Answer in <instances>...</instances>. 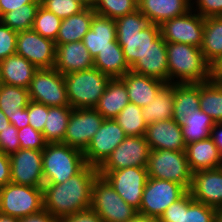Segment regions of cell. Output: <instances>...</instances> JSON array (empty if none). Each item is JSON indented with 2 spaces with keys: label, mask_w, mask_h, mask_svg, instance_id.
Wrapping results in <instances>:
<instances>
[{
  "label": "cell",
  "mask_w": 222,
  "mask_h": 222,
  "mask_svg": "<svg viewBox=\"0 0 222 222\" xmlns=\"http://www.w3.org/2000/svg\"><path fill=\"white\" fill-rule=\"evenodd\" d=\"M99 175L98 168L86 165L64 183L44 184L43 208L58 221L63 217L91 207L92 184Z\"/></svg>",
  "instance_id": "cell-1"
},
{
  "label": "cell",
  "mask_w": 222,
  "mask_h": 222,
  "mask_svg": "<svg viewBox=\"0 0 222 222\" xmlns=\"http://www.w3.org/2000/svg\"><path fill=\"white\" fill-rule=\"evenodd\" d=\"M115 23L116 41L122 47L125 61L131 68L161 35L160 26L149 23L139 9L115 19Z\"/></svg>",
  "instance_id": "cell-2"
},
{
  "label": "cell",
  "mask_w": 222,
  "mask_h": 222,
  "mask_svg": "<svg viewBox=\"0 0 222 222\" xmlns=\"http://www.w3.org/2000/svg\"><path fill=\"white\" fill-rule=\"evenodd\" d=\"M168 84L210 81V64L199 47L166 42Z\"/></svg>",
  "instance_id": "cell-3"
},
{
  "label": "cell",
  "mask_w": 222,
  "mask_h": 222,
  "mask_svg": "<svg viewBox=\"0 0 222 222\" xmlns=\"http://www.w3.org/2000/svg\"><path fill=\"white\" fill-rule=\"evenodd\" d=\"M83 151L64 143H47L42 150L44 184H60L86 166Z\"/></svg>",
  "instance_id": "cell-4"
},
{
  "label": "cell",
  "mask_w": 222,
  "mask_h": 222,
  "mask_svg": "<svg viewBox=\"0 0 222 222\" xmlns=\"http://www.w3.org/2000/svg\"><path fill=\"white\" fill-rule=\"evenodd\" d=\"M72 108H95L111 79L93 67L63 75Z\"/></svg>",
  "instance_id": "cell-5"
},
{
  "label": "cell",
  "mask_w": 222,
  "mask_h": 222,
  "mask_svg": "<svg viewBox=\"0 0 222 222\" xmlns=\"http://www.w3.org/2000/svg\"><path fill=\"white\" fill-rule=\"evenodd\" d=\"M103 222H128L138 211L128 205L111 184L98 175L92 184L91 207Z\"/></svg>",
  "instance_id": "cell-6"
},
{
  "label": "cell",
  "mask_w": 222,
  "mask_h": 222,
  "mask_svg": "<svg viewBox=\"0 0 222 222\" xmlns=\"http://www.w3.org/2000/svg\"><path fill=\"white\" fill-rule=\"evenodd\" d=\"M147 172L150 178L179 183L187 191L192 185L193 172L185 151L150 150Z\"/></svg>",
  "instance_id": "cell-7"
},
{
  "label": "cell",
  "mask_w": 222,
  "mask_h": 222,
  "mask_svg": "<svg viewBox=\"0 0 222 222\" xmlns=\"http://www.w3.org/2000/svg\"><path fill=\"white\" fill-rule=\"evenodd\" d=\"M42 187L8 183L0 188V213L16 218L39 213L43 210Z\"/></svg>",
  "instance_id": "cell-8"
},
{
  "label": "cell",
  "mask_w": 222,
  "mask_h": 222,
  "mask_svg": "<svg viewBox=\"0 0 222 222\" xmlns=\"http://www.w3.org/2000/svg\"><path fill=\"white\" fill-rule=\"evenodd\" d=\"M186 192L179 183L148 177L138 214L159 219L167 207Z\"/></svg>",
  "instance_id": "cell-9"
},
{
  "label": "cell",
  "mask_w": 222,
  "mask_h": 222,
  "mask_svg": "<svg viewBox=\"0 0 222 222\" xmlns=\"http://www.w3.org/2000/svg\"><path fill=\"white\" fill-rule=\"evenodd\" d=\"M30 100L48 107L70 106L63 74L55 68L38 69L28 87Z\"/></svg>",
  "instance_id": "cell-10"
},
{
  "label": "cell",
  "mask_w": 222,
  "mask_h": 222,
  "mask_svg": "<svg viewBox=\"0 0 222 222\" xmlns=\"http://www.w3.org/2000/svg\"><path fill=\"white\" fill-rule=\"evenodd\" d=\"M130 206L139 211L148 179L147 167H127L113 171H98Z\"/></svg>",
  "instance_id": "cell-11"
},
{
  "label": "cell",
  "mask_w": 222,
  "mask_h": 222,
  "mask_svg": "<svg viewBox=\"0 0 222 222\" xmlns=\"http://www.w3.org/2000/svg\"><path fill=\"white\" fill-rule=\"evenodd\" d=\"M149 153L150 148L145 136H127L98 167V171L147 167Z\"/></svg>",
  "instance_id": "cell-12"
},
{
  "label": "cell",
  "mask_w": 222,
  "mask_h": 222,
  "mask_svg": "<svg viewBox=\"0 0 222 222\" xmlns=\"http://www.w3.org/2000/svg\"><path fill=\"white\" fill-rule=\"evenodd\" d=\"M104 119L95 108H73L63 143L84 151Z\"/></svg>",
  "instance_id": "cell-13"
},
{
  "label": "cell",
  "mask_w": 222,
  "mask_h": 222,
  "mask_svg": "<svg viewBox=\"0 0 222 222\" xmlns=\"http://www.w3.org/2000/svg\"><path fill=\"white\" fill-rule=\"evenodd\" d=\"M205 18L194 10L186 14L174 17L160 25L161 35L165 42L184 43L201 47Z\"/></svg>",
  "instance_id": "cell-14"
},
{
  "label": "cell",
  "mask_w": 222,
  "mask_h": 222,
  "mask_svg": "<svg viewBox=\"0 0 222 222\" xmlns=\"http://www.w3.org/2000/svg\"><path fill=\"white\" fill-rule=\"evenodd\" d=\"M16 54L38 69H51L55 66L56 45L53 40L42 37L33 29L20 31L16 39Z\"/></svg>",
  "instance_id": "cell-15"
},
{
  "label": "cell",
  "mask_w": 222,
  "mask_h": 222,
  "mask_svg": "<svg viewBox=\"0 0 222 222\" xmlns=\"http://www.w3.org/2000/svg\"><path fill=\"white\" fill-rule=\"evenodd\" d=\"M126 137L115 119H104L83 151L86 164L98 168Z\"/></svg>",
  "instance_id": "cell-16"
},
{
  "label": "cell",
  "mask_w": 222,
  "mask_h": 222,
  "mask_svg": "<svg viewBox=\"0 0 222 222\" xmlns=\"http://www.w3.org/2000/svg\"><path fill=\"white\" fill-rule=\"evenodd\" d=\"M9 157L12 183L32 187L44 186L41 150L20 148Z\"/></svg>",
  "instance_id": "cell-17"
},
{
  "label": "cell",
  "mask_w": 222,
  "mask_h": 222,
  "mask_svg": "<svg viewBox=\"0 0 222 222\" xmlns=\"http://www.w3.org/2000/svg\"><path fill=\"white\" fill-rule=\"evenodd\" d=\"M189 192L195 201L222 207V167L194 172Z\"/></svg>",
  "instance_id": "cell-18"
},
{
  "label": "cell",
  "mask_w": 222,
  "mask_h": 222,
  "mask_svg": "<svg viewBox=\"0 0 222 222\" xmlns=\"http://www.w3.org/2000/svg\"><path fill=\"white\" fill-rule=\"evenodd\" d=\"M145 139L150 150L185 151L181 125L173 119L147 125Z\"/></svg>",
  "instance_id": "cell-19"
},
{
  "label": "cell",
  "mask_w": 222,
  "mask_h": 222,
  "mask_svg": "<svg viewBox=\"0 0 222 222\" xmlns=\"http://www.w3.org/2000/svg\"><path fill=\"white\" fill-rule=\"evenodd\" d=\"M131 71L153 77L168 84V61L166 42L160 35L142 58L130 68Z\"/></svg>",
  "instance_id": "cell-20"
},
{
  "label": "cell",
  "mask_w": 222,
  "mask_h": 222,
  "mask_svg": "<svg viewBox=\"0 0 222 222\" xmlns=\"http://www.w3.org/2000/svg\"><path fill=\"white\" fill-rule=\"evenodd\" d=\"M94 67V59L82 41L56 45L54 68L65 75Z\"/></svg>",
  "instance_id": "cell-21"
},
{
  "label": "cell",
  "mask_w": 222,
  "mask_h": 222,
  "mask_svg": "<svg viewBox=\"0 0 222 222\" xmlns=\"http://www.w3.org/2000/svg\"><path fill=\"white\" fill-rule=\"evenodd\" d=\"M124 81L129 101L138 107H145L153 101L158 92L167 84L162 80L128 71L121 77Z\"/></svg>",
  "instance_id": "cell-22"
},
{
  "label": "cell",
  "mask_w": 222,
  "mask_h": 222,
  "mask_svg": "<svg viewBox=\"0 0 222 222\" xmlns=\"http://www.w3.org/2000/svg\"><path fill=\"white\" fill-rule=\"evenodd\" d=\"M138 9L149 23L162 25L191 10V0H138Z\"/></svg>",
  "instance_id": "cell-23"
},
{
  "label": "cell",
  "mask_w": 222,
  "mask_h": 222,
  "mask_svg": "<svg viewBox=\"0 0 222 222\" xmlns=\"http://www.w3.org/2000/svg\"><path fill=\"white\" fill-rule=\"evenodd\" d=\"M116 23L114 19L94 14L91 27L83 36L82 42L93 59L105 48L116 41Z\"/></svg>",
  "instance_id": "cell-24"
},
{
  "label": "cell",
  "mask_w": 222,
  "mask_h": 222,
  "mask_svg": "<svg viewBox=\"0 0 222 222\" xmlns=\"http://www.w3.org/2000/svg\"><path fill=\"white\" fill-rule=\"evenodd\" d=\"M185 154L193 173L222 167V155L211 137L189 143L186 145Z\"/></svg>",
  "instance_id": "cell-25"
},
{
  "label": "cell",
  "mask_w": 222,
  "mask_h": 222,
  "mask_svg": "<svg viewBox=\"0 0 222 222\" xmlns=\"http://www.w3.org/2000/svg\"><path fill=\"white\" fill-rule=\"evenodd\" d=\"M38 70L23 56L14 54L0 61V74L3 84L28 89L34 73Z\"/></svg>",
  "instance_id": "cell-26"
},
{
  "label": "cell",
  "mask_w": 222,
  "mask_h": 222,
  "mask_svg": "<svg viewBox=\"0 0 222 222\" xmlns=\"http://www.w3.org/2000/svg\"><path fill=\"white\" fill-rule=\"evenodd\" d=\"M129 102L124 81L121 78H111L95 109L105 119H114Z\"/></svg>",
  "instance_id": "cell-27"
},
{
  "label": "cell",
  "mask_w": 222,
  "mask_h": 222,
  "mask_svg": "<svg viewBox=\"0 0 222 222\" xmlns=\"http://www.w3.org/2000/svg\"><path fill=\"white\" fill-rule=\"evenodd\" d=\"M94 14L93 8L90 7L78 14L62 19L55 45L82 41L83 36L91 27Z\"/></svg>",
  "instance_id": "cell-28"
},
{
  "label": "cell",
  "mask_w": 222,
  "mask_h": 222,
  "mask_svg": "<svg viewBox=\"0 0 222 222\" xmlns=\"http://www.w3.org/2000/svg\"><path fill=\"white\" fill-rule=\"evenodd\" d=\"M200 109L199 83H174L173 120L183 124L185 116Z\"/></svg>",
  "instance_id": "cell-29"
},
{
  "label": "cell",
  "mask_w": 222,
  "mask_h": 222,
  "mask_svg": "<svg viewBox=\"0 0 222 222\" xmlns=\"http://www.w3.org/2000/svg\"><path fill=\"white\" fill-rule=\"evenodd\" d=\"M94 67L110 78H121L130 67L125 61L122 47L117 41L111 43V47L100 51L94 59Z\"/></svg>",
  "instance_id": "cell-30"
},
{
  "label": "cell",
  "mask_w": 222,
  "mask_h": 222,
  "mask_svg": "<svg viewBox=\"0 0 222 222\" xmlns=\"http://www.w3.org/2000/svg\"><path fill=\"white\" fill-rule=\"evenodd\" d=\"M174 84H166L155 99L142 108L144 122L149 125L173 118Z\"/></svg>",
  "instance_id": "cell-31"
},
{
  "label": "cell",
  "mask_w": 222,
  "mask_h": 222,
  "mask_svg": "<svg viewBox=\"0 0 222 222\" xmlns=\"http://www.w3.org/2000/svg\"><path fill=\"white\" fill-rule=\"evenodd\" d=\"M215 125L214 120L201 109L185 116L181 125L183 139L186 145L209 138Z\"/></svg>",
  "instance_id": "cell-32"
},
{
  "label": "cell",
  "mask_w": 222,
  "mask_h": 222,
  "mask_svg": "<svg viewBox=\"0 0 222 222\" xmlns=\"http://www.w3.org/2000/svg\"><path fill=\"white\" fill-rule=\"evenodd\" d=\"M200 49L209 64L222 55V16L205 18Z\"/></svg>",
  "instance_id": "cell-33"
},
{
  "label": "cell",
  "mask_w": 222,
  "mask_h": 222,
  "mask_svg": "<svg viewBox=\"0 0 222 222\" xmlns=\"http://www.w3.org/2000/svg\"><path fill=\"white\" fill-rule=\"evenodd\" d=\"M72 110L70 106L48 107L42 132L47 143H63Z\"/></svg>",
  "instance_id": "cell-34"
},
{
  "label": "cell",
  "mask_w": 222,
  "mask_h": 222,
  "mask_svg": "<svg viewBox=\"0 0 222 222\" xmlns=\"http://www.w3.org/2000/svg\"><path fill=\"white\" fill-rule=\"evenodd\" d=\"M200 109L215 123L222 122V83L206 81L199 83Z\"/></svg>",
  "instance_id": "cell-35"
},
{
  "label": "cell",
  "mask_w": 222,
  "mask_h": 222,
  "mask_svg": "<svg viewBox=\"0 0 222 222\" xmlns=\"http://www.w3.org/2000/svg\"><path fill=\"white\" fill-rule=\"evenodd\" d=\"M29 102L28 89L2 83L0 87V109L9 120L19 113V109L26 108Z\"/></svg>",
  "instance_id": "cell-36"
},
{
  "label": "cell",
  "mask_w": 222,
  "mask_h": 222,
  "mask_svg": "<svg viewBox=\"0 0 222 222\" xmlns=\"http://www.w3.org/2000/svg\"><path fill=\"white\" fill-rule=\"evenodd\" d=\"M126 136H144L147 124L142 116V108L129 102L114 118Z\"/></svg>",
  "instance_id": "cell-37"
},
{
  "label": "cell",
  "mask_w": 222,
  "mask_h": 222,
  "mask_svg": "<svg viewBox=\"0 0 222 222\" xmlns=\"http://www.w3.org/2000/svg\"><path fill=\"white\" fill-rule=\"evenodd\" d=\"M216 208L193 200L187 191L182 196V217L180 222H215Z\"/></svg>",
  "instance_id": "cell-38"
},
{
  "label": "cell",
  "mask_w": 222,
  "mask_h": 222,
  "mask_svg": "<svg viewBox=\"0 0 222 222\" xmlns=\"http://www.w3.org/2000/svg\"><path fill=\"white\" fill-rule=\"evenodd\" d=\"M40 5L41 3H29L21 6L17 10L3 14L0 21L16 32L30 30Z\"/></svg>",
  "instance_id": "cell-39"
},
{
  "label": "cell",
  "mask_w": 222,
  "mask_h": 222,
  "mask_svg": "<svg viewBox=\"0 0 222 222\" xmlns=\"http://www.w3.org/2000/svg\"><path fill=\"white\" fill-rule=\"evenodd\" d=\"M96 14L117 19L138 9V0H93Z\"/></svg>",
  "instance_id": "cell-40"
},
{
  "label": "cell",
  "mask_w": 222,
  "mask_h": 222,
  "mask_svg": "<svg viewBox=\"0 0 222 222\" xmlns=\"http://www.w3.org/2000/svg\"><path fill=\"white\" fill-rule=\"evenodd\" d=\"M62 19L40 5L32 29L42 37L56 41Z\"/></svg>",
  "instance_id": "cell-41"
},
{
  "label": "cell",
  "mask_w": 222,
  "mask_h": 222,
  "mask_svg": "<svg viewBox=\"0 0 222 222\" xmlns=\"http://www.w3.org/2000/svg\"><path fill=\"white\" fill-rule=\"evenodd\" d=\"M41 6L60 19L80 13L85 8L74 0H40Z\"/></svg>",
  "instance_id": "cell-42"
},
{
  "label": "cell",
  "mask_w": 222,
  "mask_h": 222,
  "mask_svg": "<svg viewBox=\"0 0 222 222\" xmlns=\"http://www.w3.org/2000/svg\"><path fill=\"white\" fill-rule=\"evenodd\" d=\"M18 139L21 149L43 150L47 142L42 132L35 130L31 125L18 129Z\"/></svg>",
  "instance_id": "cell-43"
},
{
  "label": "cell",
  "mask_w": 222,
  "mask_h": 222,
  "mask_svg": "<svg viewBox=\"0 0 222 222\" xmlns=\"http://www.w3.org/2000/svg\"><path fill=\"white\" fill-rule=\"evenodd\" d=\"M17 34L18 32L0 21V61L16 54Z\"/></svg>",
  "instance_id": "cell-44"
},
{
  "label": "cell",
  "mask_w": 222,
  "mask_h": 222,
  "mask_svg": "<svg viewBox=\"0 0 222 222\" xmlns=\"http://www.w3.org/2000/svg\"><path fill=\"white\" fill-rule=\"evenodd\" d=\"M29 125H31L35 130L43 132L45 122L47 119L48 106L30 100L27 106Z\"/></svg>",
  "instance_id": "cell-45"
},
{
  "label": "cell",
  "mask_w": 222,
  "mask_h": 222,
  "mask_svg": "<svg viewBox=\"0 0 222 222\" xmlns=\"http://www.w3.org/2000/svg\"><path fill=\"white\" fill-rule=\"evenodd\" d=\"M17 134L18 129L12 124L0 132L1 152L10 155L14 152H17L21 148Z\"/></svg>",
  "instance_id": "cell-46"
},
{
  "label": "cell",
  "mask_w": 222,
  "mask_h": 222,
  "mask_svg": "<svg viewBox=\"0 0 222 222\" xmlns=\"http://www.w3.org/2000/svg\"><path fill=\"white\" fill-rule=\"evenodd\" d=\"M191 9L204 18L222 16V0H191Z\"/></svg>",
  "instance_id": "cell-47"
},
{
  "label": "cell",
  "mask_w": 222,
  "mask_h": 222,
  "mask_svg": "<svg viewBox=\"0 0 222 222\" xmlns=\"http://www.w3.org/2000/svg\"><path fill=\"white\" fill-rule=\"evenodd\" d=\"M59 222H103L91 208L63 217Z\"/></svg>",
  "instance_id": "cell-48"
},
{
  "label": "cell",
  "mask_w": 222,
  "mask_h": 222,
  "mask_svg": "<svg viewBox=\"0 0 222 222\" xmlns=\"http://www.w3.org/2000/svg\"><path fill=\"white\" fill-rule=\"evenodd\" d=\"M182 217V197L176 202L172 203L167 209L162 213L159 218L160 222H180Z\"/></svg>",
  "instance_id": "cell-49"
},
{
  "label": "cell",
  "mask_w": 222,
  "mask_h": 222,
  "mask_svg": "<svg viewBox=\"0 0 222 222\" xmlns=\"http://www.w3.org/2000/svg\"><path fill=\"white\" fill-rule=\"evenodd\" d=\"M11 162L10 157L0 151V188L11 182Z\"/></svg>",
  "instance_id": "cell-50"
},
{
  "label": "cell",
  "mask_w": 222,
  "mask_h": 222,
  "mask_svg": "<svg viewBox=\"0 0 222 222\" xmlns=\"http://www.w3.org/2000/svg\"><path fill=\"white\" fill-rule=\"evenodd\" d=\"M29 3H41L40 0H0V17L8 12L17 10L19 7Z\"/></svg>",
  "instance_id": "cell-51"
},
{
  "label": "cell",
  "mask_w": 222,
  "mask_h": 222,
  "mask_svg": "<svg viewBox=\"0 0 222 222\" xmlns=\"http://www.w3.org/2000/svg\"><path fill=\"white\" fill-rule=\"evenodd\" d=\"M19 222H59V221L54 216H52L48 211L43 209L39 213L20 218Z\"/></svg>",
  "instance_id": "cell-52"
},
{
  "label": "cell",
  "mask_w": 222,
  "mask_h": 222,
  "mask_svg": "<svg viewBox=\"0 0 222 222\" xmlns=\"http://www.w3.org/2000/svg\"><path fill=\"white\" fill-rule=\"evenodd\" d=\"M210 80L222 83V55L210 64Z\"/></svg>",
  "instance_id": "cell-53"
},
{
  "label": "cell",
  "mask_w": 222,
  "mask_h": 222,
  "mask_svg": "<svg viewBox=\"0 0 222 222\" xmlns=\"http://www.w3.org/2000/svg\"><path fill=\"white\" fill-rule=\"evenodd\" d=\"M10 123L14 125L17 129L24 128L29 125V117H28V109L21 108L19 109V113L14 116V118H10Z\"/></svg>",
  "instance_id": "cell-54"
},
{
  "label": "cell",
  "mask_w": 222,
  "mask_h": 222,
  "mask_svg": "<svg viewBox=\"0 0 222 222\" xmlns=\"http://www.w3.org/2000/svg\"><path fill=\"white\" fill-rule=\"evenodd\" d=\"M210 137L218 148L219 153L222 155V122L215 123L211 130Z\"/></svg>",
  "instance_id": "cell-55"
},
{
  "label": "cell",
  "mask_w": 222,
  "mask_h": 222,
  "mask_svg": "<svg viewBox=\"0 0 222 222\" xmlns=\"http://www.w3.org/2000/svg\"><path fill=\"white\" fill-rule=\"evenodd\" d=\"M128 222H160L158 218L143 216L140 214H137L132 220Z\"/></svg>",
  "instance_id": "cell-56"
},
{
  "label": "cell",
  "mask_w": 222,
  "mask_h": 222,
  "mask_svg": "<svg viewBox=\"0 0 222 222\" xmlns=\"http://www.w3.org/2000/svg\"><path fill=\"white\" fill-rule=\"evenodd\" d=\"M10 120L7 118V116L4 114V112L0 109V132L6 127L10 125Z\"/></svg>",
  "instance_id": "cell-57"
},
{
  "label": "cell",
  "mask_w": 222,
  "mask_h": 222,
  "mask_svg": "<svg viewBox=\"0 0 222 222\" xmlns=\"http://www.w3.org/2000/svg\"><path fill=\"white\" fill-rule=\"evenodd\" d=\"M0 222H19V218L0 213Z\"/></svg>",
  "instance_id": "cell-58"
},
{
  "label": "cell",
  "mask_w": 222,
  "mask_h": 222,
  "mask_svg": "<svg viewBox=\"0 0 222 222\" xmlns=\"http://www.w3.org/2000/svg\"><path fill=\"white\" fill-rule=\"evenodd\" d=\"M78 3H80L84 8H90L92 7L93 0H74Z\"/></svg>",
  "instance_id": "cell-59"
},
{
  "label": "cell",
  "mask_w": 222,
  "mask_h": 222,
  "mask_svg": "<svg viewBox=\"0 0 222 222\" xmlns=\"http://www.w3.org/2000/svg\"><path fill=\"white\" fill-rule=\"evenodd\" d=\"M215 222H222V207L216 208Z\"/></svg>",
  "instance_id": "cell-60"
},
{
  "label": "cell",
  "mask_w": 222,
  "mask_h": 222,
  "mask_svg": "<svg viewBox=\"0 0 222 222\" xmlns=\"http://www.w3.org/2000/svg\"><path fill=\"white\" fill-rule=\"evenodd\" d=\"M1 85H2V81H1V74H0V87H1Z\"/></svg>",
  "instance_id": "cell-61"
}]
</instances>
